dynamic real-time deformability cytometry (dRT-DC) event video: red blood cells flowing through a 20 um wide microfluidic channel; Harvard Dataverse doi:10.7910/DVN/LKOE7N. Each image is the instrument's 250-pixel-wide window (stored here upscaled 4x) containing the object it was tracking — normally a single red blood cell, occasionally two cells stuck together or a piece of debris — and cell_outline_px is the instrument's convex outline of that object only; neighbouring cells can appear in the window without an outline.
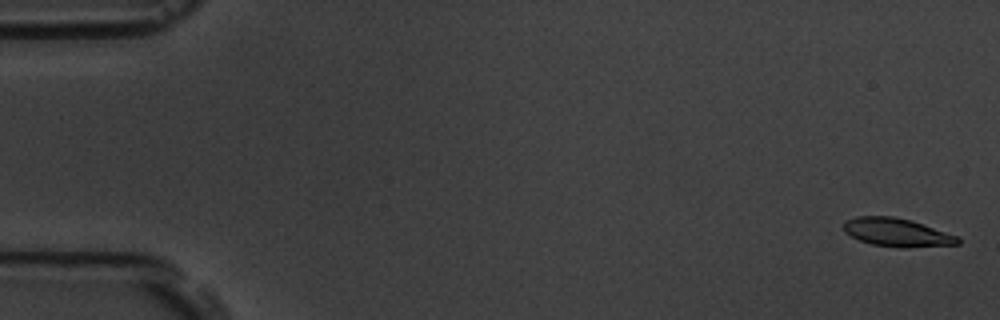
{"species": "common noctule bat (a hibernating species)", "species_latin": "Nyctalus noctula", "temperature_condition": "room temperature", "stored_images_in_passage": 8, "camera_frame_rate_fps": 3000, "um_per_image_px": 0.085, "animal": {"sex": "male", "body_mass_g": 19.5, "forearm_length_mm": 54.6}, "frame": {"image": 1, "passage_image": 1, "time_ms": 0.0, "image_size_px": [1000, 320], "cell_outline_px": [[960, 244], [904, 248], [900, 248], [872, 244], [860, 240], [844, 232], [844, 220], [856, 216], [892, 216], [912, 220], [956, 236], [960, 240]], "centroid_in_image_um": [76.21, 19.75], "position_along_channel_um": 8.8, "area_um2": 18.79}}
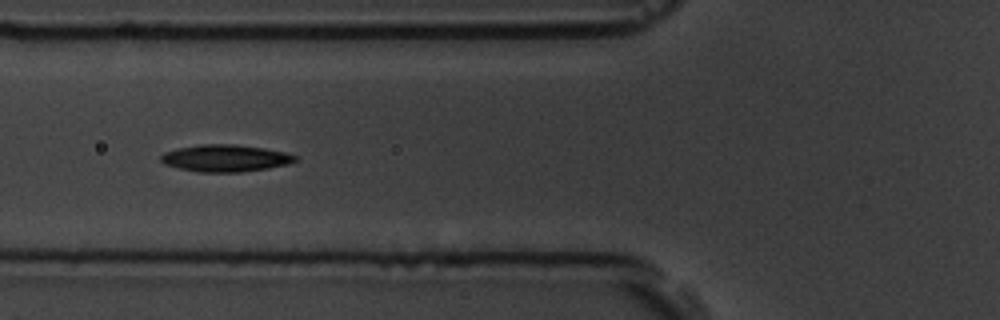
{"frame": {"image": 2, "passage_image": 7, "time_ms": 6.667, "image_size_px": [1000, 320], "cell_outline_px": [[300, 156], [296, 160], [288, 164], [268, 168], [240, 172], [196, 172], [164, 164], [160, 160], [160, 156], [164, 152], [176, 148], [200, 144], [236, 144], [264, 148], [284, 152]], "centroid_in_image_um": [19.15, 13.44], "position_along_channel_um": 106.7, "area_um2": 21.27}}
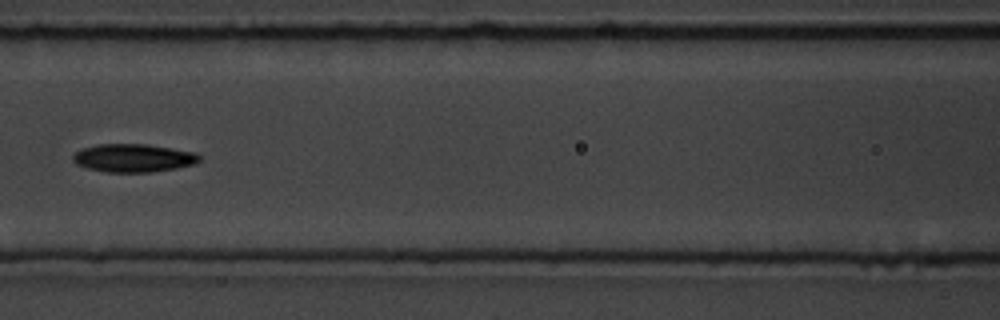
{"frame": {"image": 3, "passage_image": 8, "time_ms": 8.0, "image_size_px": [1000, 320], "cell_outline_px": [[200, 160], [196, 164], [176, 168], [152, 172], [104, 172], [88, 168], [76, 164], [72, 160], [72, 156], [80, 148], [96, 144], [148, 144], [196, 152], [200, 156]], "centroid_in_image_um": [11.33, 13.42], "position_along_channel_um": 155.3, "area_um2": 20.98}}